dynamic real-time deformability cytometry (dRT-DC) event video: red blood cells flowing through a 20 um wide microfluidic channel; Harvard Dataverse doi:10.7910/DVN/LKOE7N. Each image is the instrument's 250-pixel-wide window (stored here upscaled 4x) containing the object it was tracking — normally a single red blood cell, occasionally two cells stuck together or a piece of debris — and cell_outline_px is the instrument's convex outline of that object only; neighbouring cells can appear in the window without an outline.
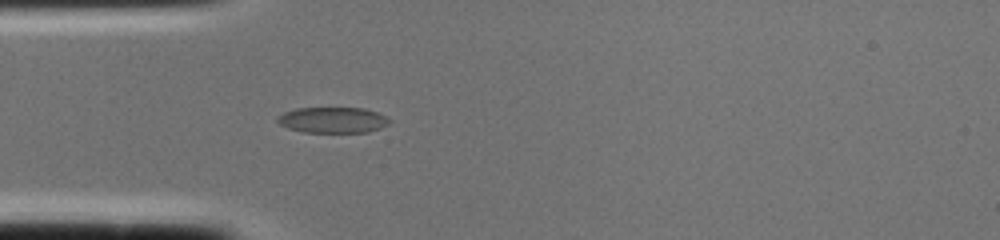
{"species": "common noctule bat (a hibernating species)", "species_latin": "Nyctalus noctula", "temperature_condition": "cold", "stored_images_in_passage": 2, "camera_frame_rate_fps": 3000, "um_per_image_px": 0.085, "animal": {"sex": "female", "body_mass_g": 22.0, "forearm_length_mm": 56.7}, "frame": {"image": 1, "passage_image": 2, "time_ms": 0.333, "image_size_px": [1000, 240], "cell_outline_px": [[392, 120], [388, 124], [380, 128], [368, 132], [304, 132], [288, 128], [280, 124], [276, 120], [276, 116], [284, 112], [296, 108], [364, 108], [376, 112]], "centroid_in_image_um": [28.26, 10.2], "position_along_channel_um": 56.7, "area_um2": 16.82}}